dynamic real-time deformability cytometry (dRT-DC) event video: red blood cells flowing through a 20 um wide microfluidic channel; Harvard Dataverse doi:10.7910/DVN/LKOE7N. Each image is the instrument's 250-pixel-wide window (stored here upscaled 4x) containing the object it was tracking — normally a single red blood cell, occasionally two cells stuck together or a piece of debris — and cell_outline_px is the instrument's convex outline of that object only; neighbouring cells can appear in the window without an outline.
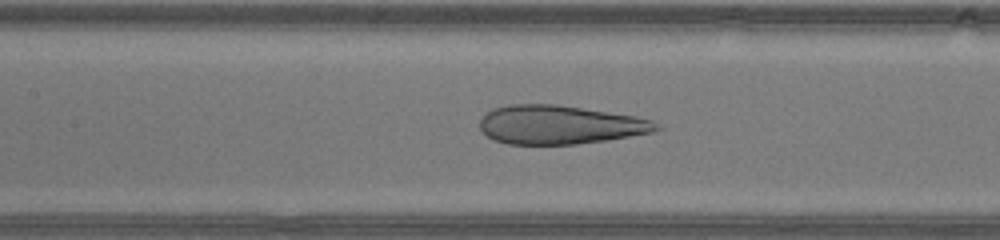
{"species": "human", "species_latin": "Homo sapiens", "temperature_condition": "warm", "stored_images_in_passage": 29, "camera_frame_rate_fps": 3000, "um_per_image_px": 0.085, "donor": {"sex": "male"}, "frame": {"image": 1, "passage_image": 8, "time_ms": 2.333, "image_size_px": [1000, 240], "cell_outline_px": [[664, 128], [652, 132], [608, 140], [576, 144], [508, 144], [496, 140], [488, 136], [480, 128], [480, 120], [492, 108], [508, 104], [556, 104], [636, 116], [652, 120]], "centroid_in_image_um": [47.61, 10.6], "position_along_channel_um": 159.8, "area_um2": 39.82}}
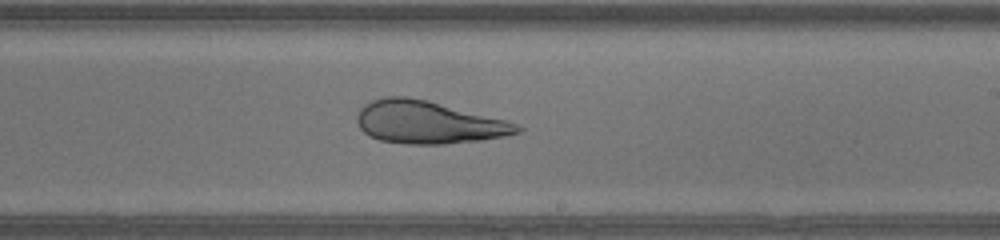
{"frame": {"image": 2, "passage_image": 14, "time_ms": 4.333, "image_size_px": [1000, 240], "cell_outline_px": [[524, 128], [520, 132], [504, 136], [480, 140], [444, 144], [408, 144], [380, 140], [364, 132], [360, 128], [356, 120], [356, 116], [360, 108], [364, 104], [372, 100], [384, 96], [408, 96], [508, 120]], "centroid_in_image_um": [36.38, 10.39], "position_along_channel_um": 252.6, "area_um2": 39.65}}
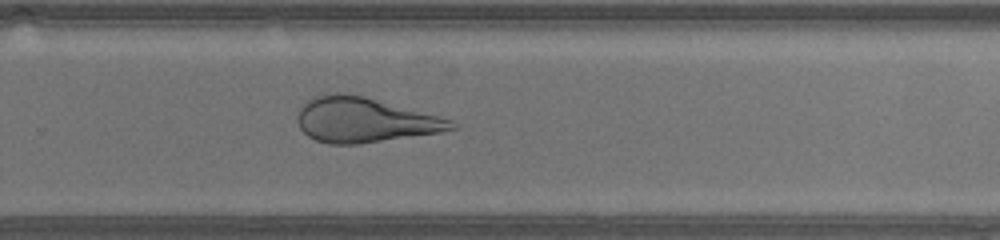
{"frame": {"image": 3, "passage_image": 17, "time_ms": 5.333, "image_size_px": [1000, 240], "cell_outline_px": [[456, 128], [440, 132], [356, 144], [328, 144], [316, 140], [308, 136], [300, 128], [296, 120], [300, 108], [304, 100], [312, 96], [336, 92], [348, 92], [364, 96], [452, 120], [456, 124]], "centroid_in_image_um": [30.89, 10.18], "position_along_channel_um": 298.9, "area_um2": 40.11}}